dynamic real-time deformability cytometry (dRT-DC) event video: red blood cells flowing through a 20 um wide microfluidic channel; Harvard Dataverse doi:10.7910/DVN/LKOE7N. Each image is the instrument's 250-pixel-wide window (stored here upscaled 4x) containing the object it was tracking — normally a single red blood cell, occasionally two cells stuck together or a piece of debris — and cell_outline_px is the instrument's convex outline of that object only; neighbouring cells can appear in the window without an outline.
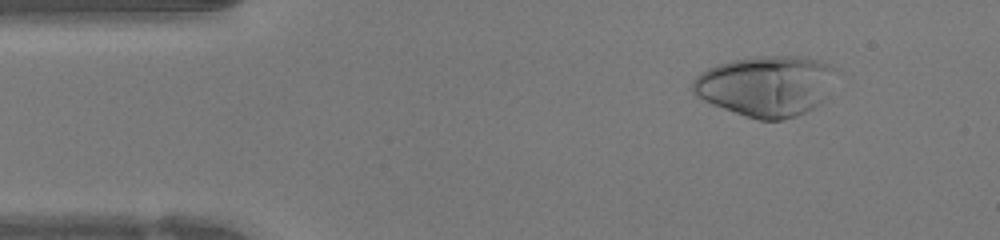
{"species": "human", "species_latin": "Homo sapiens", "temperature_condition": "warm", "stored_images_in_passage": 47, "camera_frame_rate_fps": 3000, "um_per_image_px": 0.085, "donor": {"sex": "female"}, "frame": {"image": 1, "passage_image": 5, "time_ms": 1.333, "image_size_px": [1000, 240], "cell_outline_px": [[828, 64], [820, 104], [796, 116], [784, 120], [760, 120], [712, 104], [696, 96], [692, 92], [692, 80], [696, 76], [708, 68], [716, 64], [732, 60], [752, 56], [792, 56], [816, 60]], "centroid_in_image_um": [64.91, 7.31], "position_along_channel_um": 20.1, "area_um2": 48.61}}
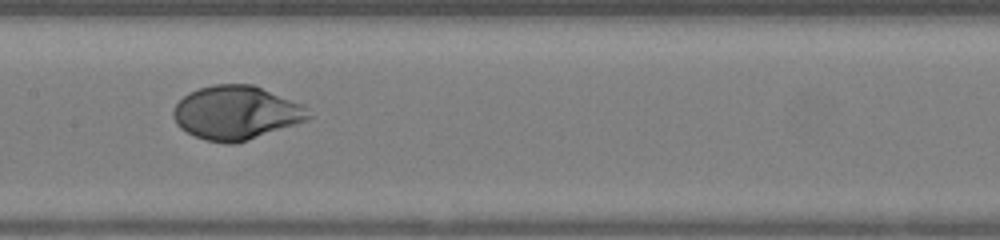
{"frame": {"image": 2, "passage_image": 22, "time_ms": 7.0, "image_size_px": [1000, 240], "cell_outline_px": [[312, 116], [308, 120], [236, 144], [228, 144], [204, 140], [180, 128], [176, 124], [172, 116], [172, 112], [176, 104], [188, 92], [212, 84], [252, 84], [304, 104]], "centroid_in_image_um": [20.08, 9.58], "position_along_channel_um": 187.3, "area_um2": 42.54}}
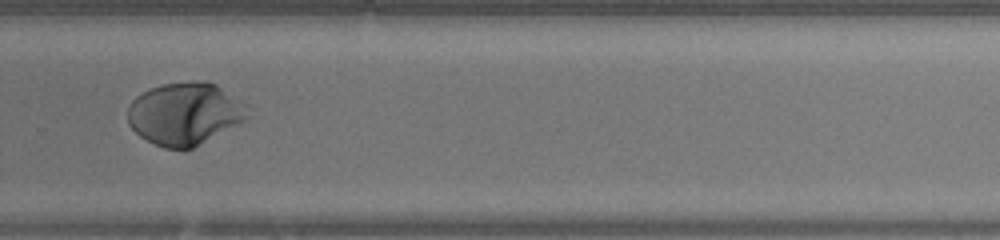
{"frame": {"image": 3, "passage_image": 31, "time_ms": 10.0, "image_size_px": [1000, 240], "cell_outline_px": [[248, 116], [244, 120], [192, 148], [164, 148], [140, 136], [128, 124], [128, 108], [132, 100], [136, 96], [160, 84], [192, 80], [208, 80], [216, 84], [244, 104]], "centroid_in_image_um": [15.67, 9.63], "position_along_channel_um": 314.1, "area_um2": 43.0}, "authors_computed_cell_mechanics": {"area_um2": 42.8298, "velocity_mm_per_s": 4.2473, "shape_relaxation_time_tau1_ms": 3.6774, "shape_relaxation_time_tau2_ms": null, "deformation_change_tau1": 0.2621, "deformation_change_tau2": null}}